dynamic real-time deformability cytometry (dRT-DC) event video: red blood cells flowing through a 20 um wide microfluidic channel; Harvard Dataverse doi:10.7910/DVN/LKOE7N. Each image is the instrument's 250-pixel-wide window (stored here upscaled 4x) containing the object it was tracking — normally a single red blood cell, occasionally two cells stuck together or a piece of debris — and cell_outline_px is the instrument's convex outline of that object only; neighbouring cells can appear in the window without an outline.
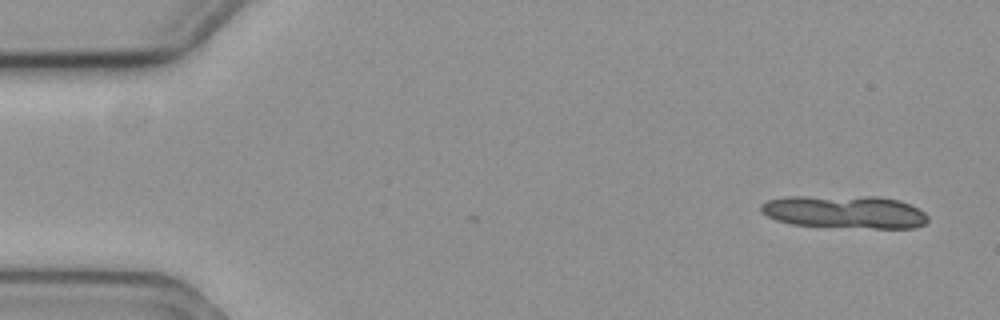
{"species": "common noctule bat (a hibernating species)", "species_latin": "Nyctalus noctula", "temperature_condition": "cold", "stored_images_in_passage": 4, "camera_frame_rate_fps": 3000, "um_per_image_px": 0.085, "animal": {"sex": "female", "body_mass_g": 19.3, "forearm_length_mm": 54.1}, "frame": {"image": 1, "passage_image": 1, "time_ms": 0.0, "image_size_px": [1000, 320], "cell_outline_px": [[928, 220], [924, 224], [912, 228], [872, 228], [792, 224], [776, 220], [760, 212], [760, 204], [768, 200], [784, 196], [876, 196], [900, 200], [924, 212], [928, 216]], "centroid_in_image_um": [71.78, 17.99], "position_along_channel_um": 13.2, "area_um2": 32.08}}